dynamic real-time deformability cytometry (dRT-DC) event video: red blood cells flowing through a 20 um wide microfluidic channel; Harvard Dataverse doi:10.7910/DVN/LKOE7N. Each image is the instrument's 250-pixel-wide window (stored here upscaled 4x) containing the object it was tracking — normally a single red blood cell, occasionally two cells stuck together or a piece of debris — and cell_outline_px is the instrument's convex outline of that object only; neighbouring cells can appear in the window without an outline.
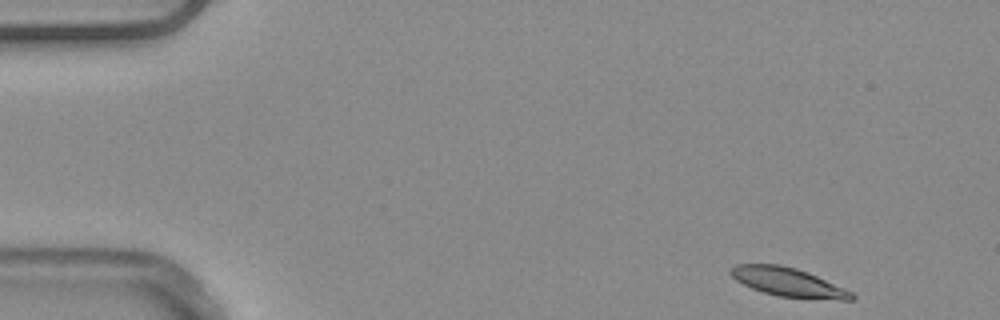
{"species": "common noctule bat (a hibernating species)", "species_latin": "Nyctalus noctula", "temperature_condition": "warm", "stored_images_in_passage": 49, "camera_frame_rate_fps": 3000, "um_per_image_px": 0.085, "animal": {"sex": "male", "body_mass_g": 20.4}, "frame": {"image": 1, "passage_image": 1, "time_ms": 0.0, "image_size_px": [1000, 320], "cell_outline_px": [[856, 296], [852, 300], [840, 300], [776, 296], [752, 288], [736, 280], [728, 272], [736, 264], [780, 264], [796, 268], [808, 272], [844, 288], [852, 292]], "centroid_in_image_um": [67.0, 23.98], "position_along_channel_um": 18.0, "area_um2": 20.17}}
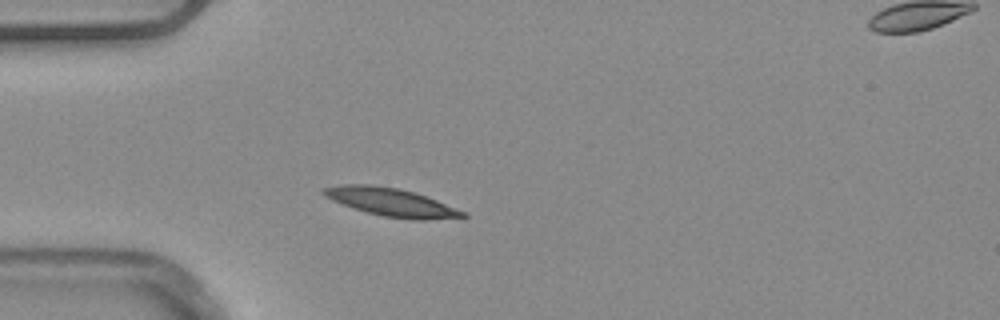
{"frame": {"image": 2, "passage_image": 11, "time_ms": 3.333, "image_size_px": [1000, 320], "cell_outline_px": [[468, 216], [424, 220], [412, 220], [384, 216], [352, 208], [332, 200], [324, 196], [320, 192], [320, 188], [340, 184], [372, 184], [400, 188], [416, 192], [468, 212]], "centroid_in_image_um": [33.23, 17.16], "position_along_channel_um": 51.8, "area_um2": 23.12}}
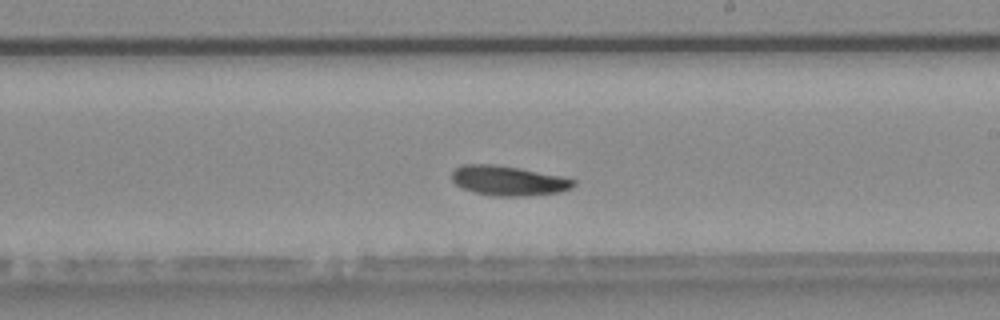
{"frame": {"image": 3, "passage_image": 27, "time_ms": 8.667, "image_size_px": [1000, 320], "cell_outline_px": [[576, 184], [572, 188], [560, 192], [528, 196], [492, 196], [460, 188], [452, 180], [452, 172], [460, 164], [492, 164], [520, 168], [564, 176], [576, 180]], "centroid_in_image_um": [43.24, 15.35], "position_along_channel_um": 245.8, "area_um2": 21.39}, "authors_computed_cell_mechanics": {"area_um2": 20.8658, "velocity_mm_per_s": 3.8533, "shape_relaxation_time_tau1_ms": 5.7483, "shape_relaxation_time_tau2_ms": 7.6951, "deformation_change_tau1": 0.1096, "deformation_change_tau2": 0.1505}}